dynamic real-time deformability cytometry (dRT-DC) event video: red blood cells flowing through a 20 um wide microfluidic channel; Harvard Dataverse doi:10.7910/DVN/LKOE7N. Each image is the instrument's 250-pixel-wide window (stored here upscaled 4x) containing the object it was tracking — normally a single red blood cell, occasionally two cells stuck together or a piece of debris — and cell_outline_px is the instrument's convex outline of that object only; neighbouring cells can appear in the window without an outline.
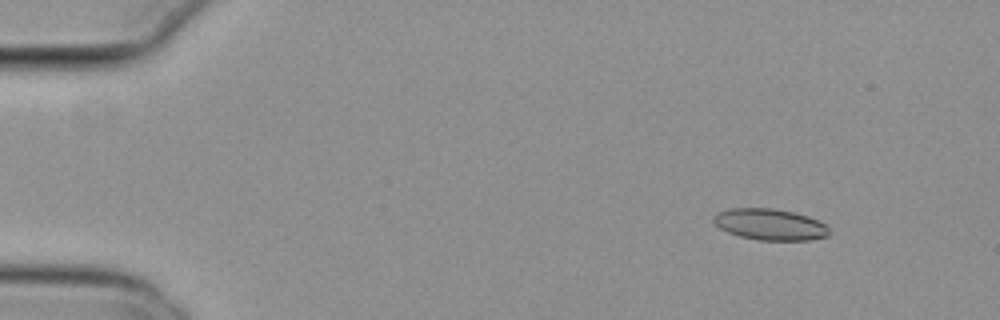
{"species": "common noctule bat (a hibernating species)", "species_latin": "Nyctalus noctula", "temperature_condition": "cold", "stored_images_in_passage": 12, "camera_frame_rate_fps": 3000, "um_per_image_px": 0.085, "animal": {"sex": "female", "body_mass_g": 29.2, "forearm_length_mm": 56.3}, "frame": {"image": 1, "passage_image": 7, "time_ms": 2.0, "image_size_px": [1000, 320], "cell_outline_px": [[828, 236], [812, 240], [760, 240], [740, 236], [728, 232], [720, 228], [712, 220], [712, 216], [716, 212], [732, 208], [772, 208], [792, 212], [808, 216], [828, 224]], "centroid_in_image_um": [65.45, 19.07], "position_along_channel_um": 19.5, "area_um2": 21.15}}